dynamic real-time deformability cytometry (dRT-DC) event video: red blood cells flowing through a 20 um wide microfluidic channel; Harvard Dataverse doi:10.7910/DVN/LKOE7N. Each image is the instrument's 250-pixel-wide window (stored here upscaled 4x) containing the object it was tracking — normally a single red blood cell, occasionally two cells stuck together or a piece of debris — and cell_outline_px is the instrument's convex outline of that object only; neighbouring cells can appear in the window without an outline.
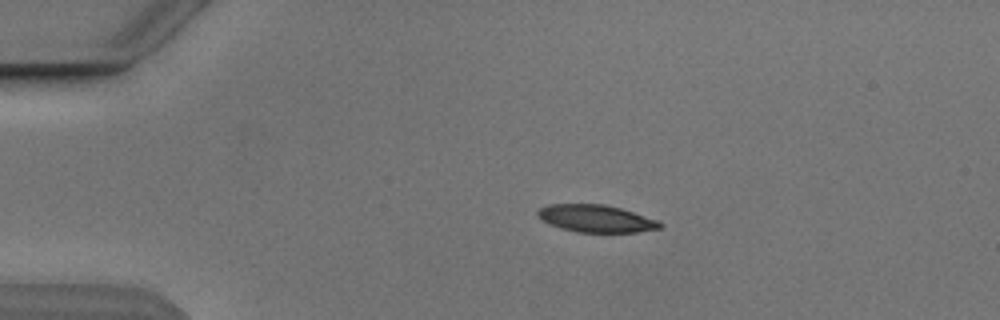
{"species": "Egyptian fruit bat (a non-hibernating species)", "species_latin": "Rousettus aegyptiacus", "temperature_condition": "cold", "stored_images_in_passage": 5, "camera_frame_rate_fps": 3000, "um_per_image_px": 0.085, "animal": {"sex": "male"}, "frame": {"image": 1, "passage_image": 2, "time_ms": 1.333, "image_size_px": [1000, 320], "cell_outline_px": [[664, 224], [660, 228], [636, 232], [576, 232], [560, 228], [548, 224], [536, 216], [536, 212], [540, 208], [548, 204], [604, 204], [620, 208], [656, 220]], "centroid_in_image_um": [50.6, 18.58], "position_along_channel_um": 34.4, "area_um2": 19.42}}
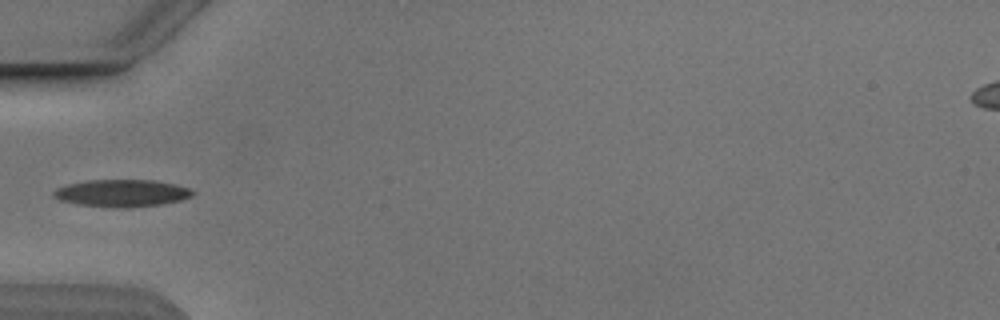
{"frame": {"image": 2, "passage_image": 4, "time_ms": 3.667, "image_size_px": [1000, 320], "cell_outline_px": [[196, 192], [192, 196], [180, 200], [160, 204], [128, 208], [112, 208], [76, 204], [60, 200], [52, 196], [52, 192], [56, 188], [68, 184], [88, 180], [156, 180], [176, 184], [188, 188]], "centroid_in_image_um": [10.34, 16.42], "position_along_channel_um": 74.7, "area_um2": 22.25}}
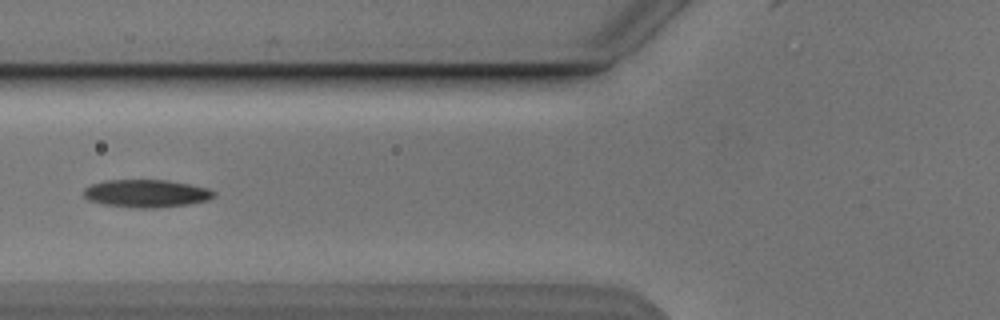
{"frame": {"image": 3, "passage_image": 5, "time_ms": 4.667, "image_size_px": [1000, 320], "cell_outline_px": [[216, 196], [208, 200], [188, 204], [156, 208], [140, 208], [104, 204], [88, 200], [84, 196], [84, 188], [92, 184], [104, 180], [168, 180], [208, 188], [216, 192]], "centroid_in_image_um": [12.45, 16.44], "position_along_channel_um": 113.3, "area_um2": 21.04}}